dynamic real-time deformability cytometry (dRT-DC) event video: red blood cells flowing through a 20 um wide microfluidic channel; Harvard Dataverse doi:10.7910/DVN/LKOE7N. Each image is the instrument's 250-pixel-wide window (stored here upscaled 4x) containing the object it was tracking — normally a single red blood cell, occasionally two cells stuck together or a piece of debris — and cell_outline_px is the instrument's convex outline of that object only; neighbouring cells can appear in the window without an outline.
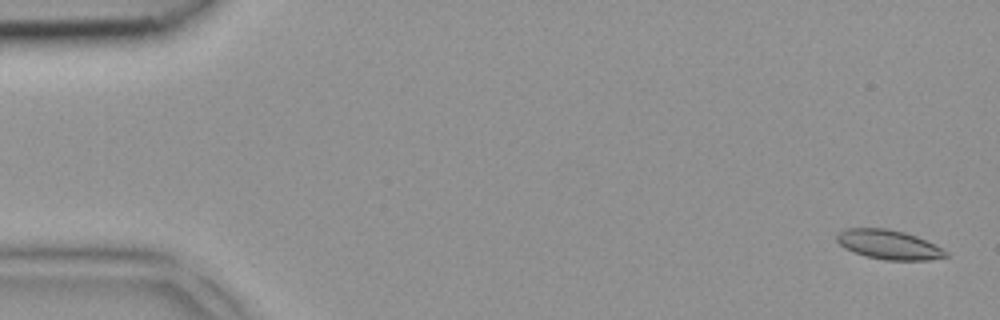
{"species": "common noctule bat (a hibernating species)", "species_latin": "Nyctalus noctula", "temperature_condition": "room temperature", "stored_images_in_passage": 5, "camera_frame_rate_fps": 3000, "um_per_image_px": 0.085, "animal": {"sex": "female", "body_mass_g": 18.4}, "frame": {"image": 1, "passage_image": 1, "time_ms": 0.0, "image_size_px": [1000, 320], "cell_outline_px": [[948, 256], [928, 260], [884, 260], [868, 256], [844, 248], [836, 240], [836, 236], [840, 232], [848, 228], [888, 228], [904, 232], [916, 236], [948, 252]], "centroid_in_image_um": [75.53, 20.79], "position_along_channel_um": 9.5, "area_um2": 18.32}}
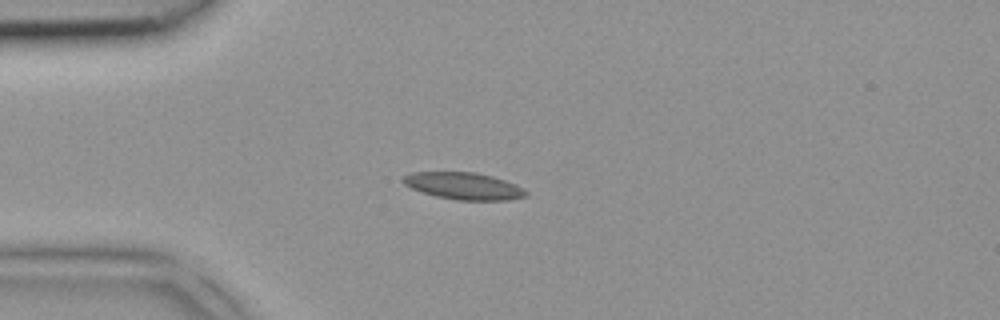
{"frame": {"image": 2, "passage_image": 4, "time_ms": 1.0, "image_size_px": [1000, 320], "cell_outline_px": [[528, 196], [508, 200], [460, 200], [436, 196], [412, 188], [404, 184], [400, 180], [404, 176], [412, 172], [476, 172], [492, 176], [516, 184], [528, 192]], "centroid_in_image_um": [39.44, 15.8], "position_along_channel_um": 45.6, "area_um2": 19.25}}